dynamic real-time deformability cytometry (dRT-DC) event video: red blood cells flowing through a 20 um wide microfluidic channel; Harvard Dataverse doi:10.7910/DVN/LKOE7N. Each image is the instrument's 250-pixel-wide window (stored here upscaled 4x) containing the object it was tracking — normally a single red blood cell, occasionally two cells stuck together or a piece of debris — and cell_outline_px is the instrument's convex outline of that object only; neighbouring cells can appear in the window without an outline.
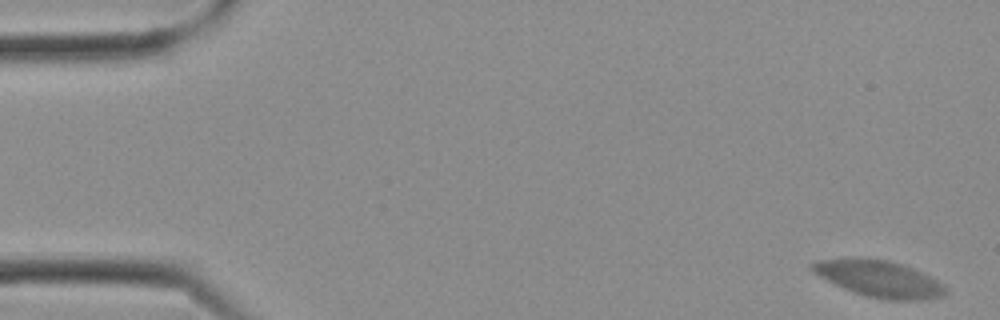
{"species": "Egyptian fruit bat (a non-hibernating species)", "species_latin": "Rousettus aegyptiacus", "temperature_condition": "cold", "stored_images_in_passage": 35, "camera_frame_rate_fps": 3000, "um_per_image_px": 0.085, "frame": {"image": 1, "passage_image": 1, "time_ms": 0.0, "image_size_px": [1000, 320], "cell_outline_px": [[948, 292], [940, 296], [916, 300], [888, 300], [868, 296], [844, 288], [812, 272], [808, 268], [808, 264], [816, 260], [856, 256], [888, 260], [912, 268], [944, 284], [948, 288]], "centroid_in_image_um": [74.66, 23.66], "position_along_channel_um": 10.3, "area_um2": 28.38}}
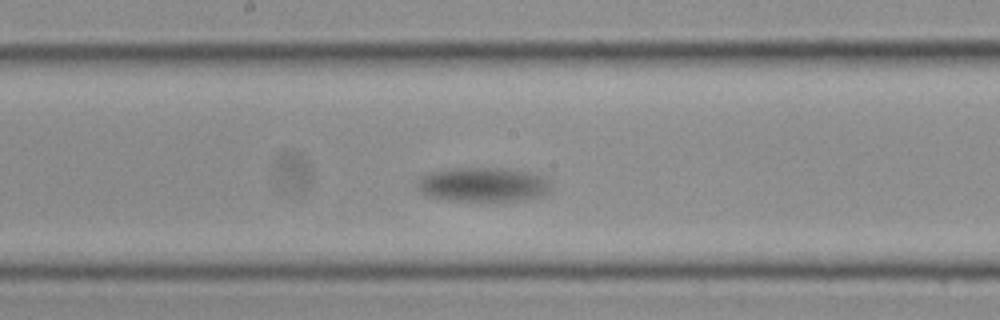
{"frame": {"image": 2, "passage_image": 18, "time_ms": 5.667, "image_size_px": [1000, 320], "cell_outline_px": [[552, 192], [540, 196], [520, 200], [448, 200], [424, 196], [416, 188], [416, 184], [420, 176], [428, 172], [452, 168], [508, 168], [528, 172], [544, 176], [552, 184]], "centroid_in_image_um": [41.04, 15.68], "position_along_channel_um": 207.2, "area_um2": 27.11}}
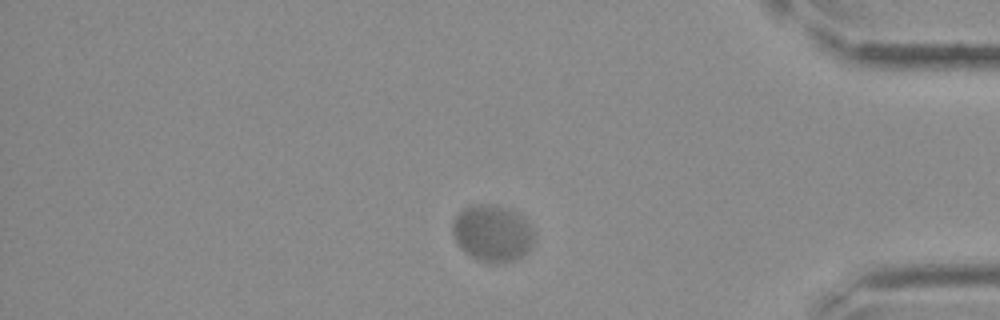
{"frame": {"image": 3, "passage_image": 29, "time_ms": 9.333, "image_size_px": [1000, 320], "cell_outline_px": [[536, 240], [528, 252], [516, 260], [500, 264], [492, 264], [480, 260], [464, 252], [456, 244], [452, 232], [452, 220], [464, 208], [472, 204], [492, 204], [508, 208], [516, 212], [528, 220], [532, 224], [536, 236]], "centroid_in_image_um": [41.9, 19.83], "position_along_channel_um": 393.3, "area_um2": 27.8}}